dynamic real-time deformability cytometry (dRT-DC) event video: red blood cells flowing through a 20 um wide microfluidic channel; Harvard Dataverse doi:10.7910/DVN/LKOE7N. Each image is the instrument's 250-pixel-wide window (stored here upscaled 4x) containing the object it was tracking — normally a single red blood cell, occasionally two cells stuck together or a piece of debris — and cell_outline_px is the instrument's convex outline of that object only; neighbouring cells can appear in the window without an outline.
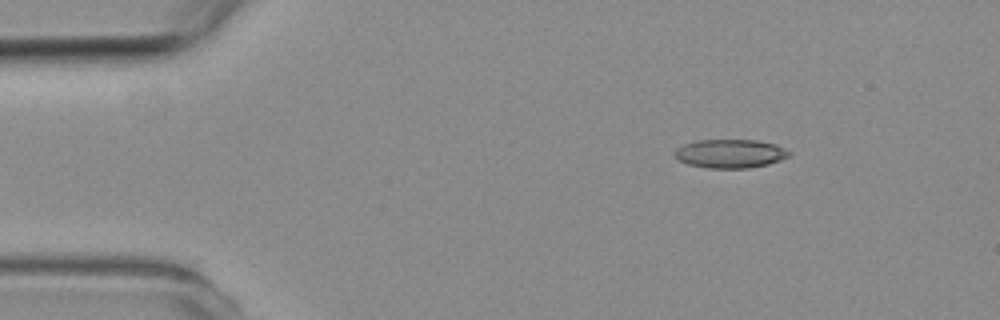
{"species": "common noctule bat (a hibernating species)", "species_latin": "Nyctalus noctula", "temperature_condition": "room temperature", "stored_images_in_passage": 5, "camera_frame_rate_fps": 3000, "um_per_image_px": 0.085, "animal": {"sex": "female", "body_mass_g": 19.3, "forearm_length_mm": 54.1}, "frame": {"image": 1, "passage_image": 3, "time_ms": 2.333, "image_size_px": [1000, 320], "cell_outline_px": [[792, 156], [768, 164], [748, 168], [708, 168], [688, 164], [680, 160], [672, 152], [676, 148], [684, 144], [696, 140], [756, 140], [776, 144], [792, 152]], "centroid_in_image_um": [62.09, 13.05], "position_along_channel_um": 22.9, "area_um2": 19.25}}